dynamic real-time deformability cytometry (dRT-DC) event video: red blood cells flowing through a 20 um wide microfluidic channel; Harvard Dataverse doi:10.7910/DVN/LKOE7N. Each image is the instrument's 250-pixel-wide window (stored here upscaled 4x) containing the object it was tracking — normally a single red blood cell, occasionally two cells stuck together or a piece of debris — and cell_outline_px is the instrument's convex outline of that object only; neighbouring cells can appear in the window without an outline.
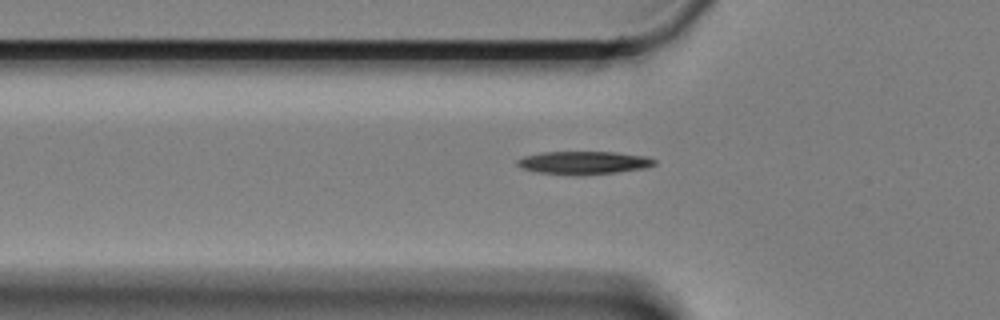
{"species": "Egyptian fruit bat (a non-hibernating species)", "species_latin": "Rousettus aegyptiacus", "temperature_condition": "cold", "stored_images_in_passage": 36, "camera_frame_rate_fps": 3000, "um_per_image_px": 0.085, "animal": {"sex": "female"}, "frame": {"image": 1, "passage_image": 2, "time_ms": 0.333, "image_size_px": [1000, 320], "cell_outline_px": [[656, 164], [644, 168], [616, 172], [576, 176], [536, 172], [520, 168], [516, 164], [516, 160], [524, 156], [540, 152], [616, 152], [648, 156], [656, 160]], "centroid_in_image_um": [49.58, 13.83], "position_along_channel_um": 76.2, "area_um2": 18.67}}
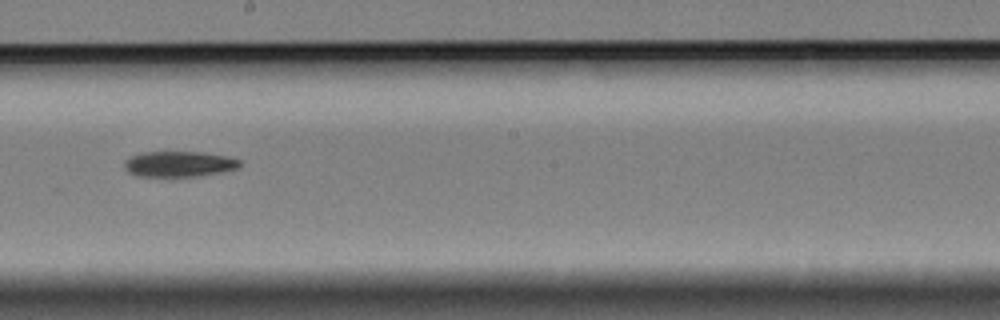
{"frame": {"image": 2, "passage_image": 16, "time_ms": 5.0, "image_size_px": [1000, 320], "cell_outline_px": [[240, 168], [224, 172], [200, 176], [172, 180], [136, 176], [128, 172], [124, 168], [124, 164], [132, 156], [144, 152], [200, 152], [228, 156], [240, 160]], "centroid_in_image_um": [15.23, 14.01], "position_along_channel_um": 233.0, "area_um2": 18.15}}
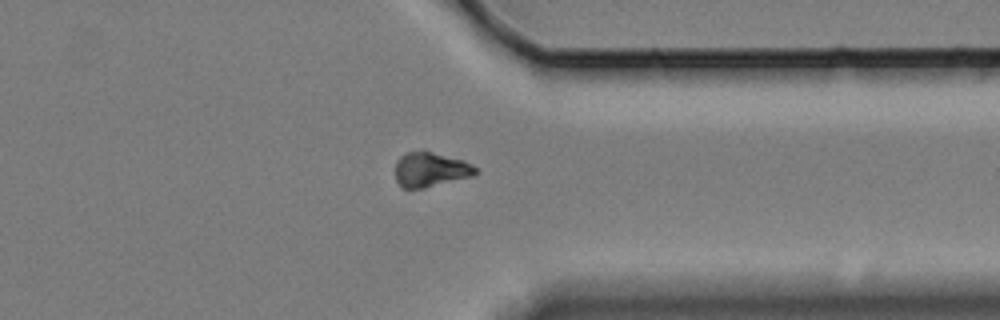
{"frame": {"image": 3, "passage_image": 29, "time_ms": 9.333, "image_size_px": [1000, 320], "cell_outline_px": [[476, 172], [472, 176], [424, 188], [400, 188], [396, 180], [396, 160], [400, 156], [408, 152], [432, 152], [464, 160], [472, 164], [476, 168]], "centroid_in_image_um": [36.57, 14.42], "position_along_channel_um": 374.8, "area_um2": 16.01}, "authors_computed_cell_mechanics": {"area_um2": 17.5423, "velocity_mm_per_s": 3.3365, "shape_relaxation_time_tau1_ms": 2.7396, "shape_relaxation_time_tau2_ms": null, "deformation_change_tau1": 0.1197, "deformation_change_tau2": null}}